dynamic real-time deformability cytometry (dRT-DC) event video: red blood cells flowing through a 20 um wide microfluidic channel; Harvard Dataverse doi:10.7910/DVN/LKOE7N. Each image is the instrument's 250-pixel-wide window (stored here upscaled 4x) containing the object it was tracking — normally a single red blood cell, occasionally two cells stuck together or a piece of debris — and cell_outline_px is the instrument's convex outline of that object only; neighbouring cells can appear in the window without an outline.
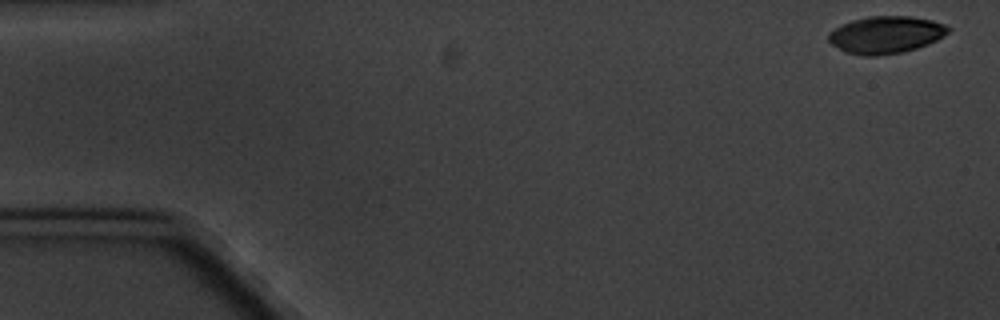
{"species": "common noctule bat (a hibernating species)", "species_latin": "Nyctalus noctula", "temperature_condition": "cold", "stored_images_in_passage": 4, "camera_frame_rate_fps": 3000, "um_per_image_px": 0.085, "animal": {"sex": "male", "body_mass_g": 20.1, "forearm_length_mm": 53.5}, "frame": {"image": 1, "passage_image": 1, "time_ms": 0.0, "image_size_px": [1000, 320], "cell_outline_px": [[952, 28], [944, 36], [928, 44], [916, 48], [900, 52], [876, 56], [864, 56], [844, 52], [832, 44], [828, 40], [828, 32], [852, 20], [868, 16], [912, 16], [932, 20], [944, 24]], "centroid_in_image_um": [75.3, 2.95], "position_along_channel_um": 9.7, "area_um2": 25.95}}